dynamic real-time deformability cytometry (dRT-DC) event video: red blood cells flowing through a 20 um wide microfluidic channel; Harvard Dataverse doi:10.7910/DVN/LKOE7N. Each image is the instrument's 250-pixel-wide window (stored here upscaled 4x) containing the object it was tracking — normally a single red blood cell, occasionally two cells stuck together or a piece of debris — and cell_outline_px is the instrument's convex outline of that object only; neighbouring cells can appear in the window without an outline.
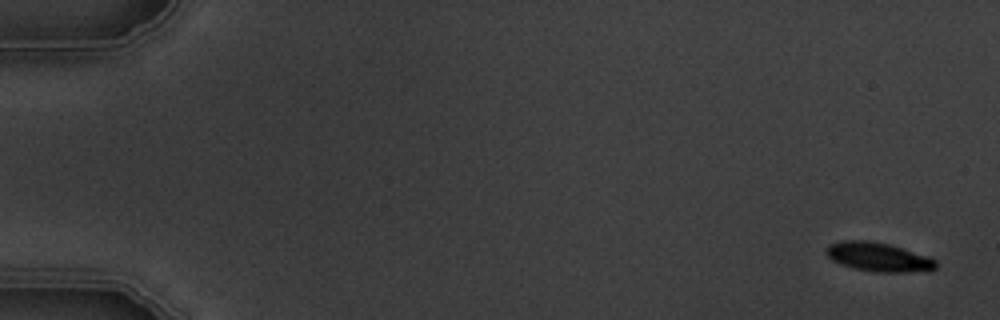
{"species": "common noctule bat (a hibernating species)", "species_latin": "Nyctalus noctula", "temperature_condition": "warm", "stored_images_in_passage": 7, "camera_frame_rate_fps": 3000, "um_per_image_px": 0.085, "animal": {"sex": "male", "body_mass_g": 19.5, "forearm_length_mm": 54.6}, "frame": {"image": 1, "passage_image": 1, "time_ms": 0.0, "image_size_px": [1000, 320], "cell_outline_px": [[936, 268], [932, 272], [872, 272], [852, 268], [840, 264], [832, 260], [828, 256], [828, 244], [844, 240], [868, 240], [888, 244], [936, 260]], "centroid_in_image_um": [74.67, 21.87], "position_along_channel_um": 10.3, "area_um2": 18.44}}